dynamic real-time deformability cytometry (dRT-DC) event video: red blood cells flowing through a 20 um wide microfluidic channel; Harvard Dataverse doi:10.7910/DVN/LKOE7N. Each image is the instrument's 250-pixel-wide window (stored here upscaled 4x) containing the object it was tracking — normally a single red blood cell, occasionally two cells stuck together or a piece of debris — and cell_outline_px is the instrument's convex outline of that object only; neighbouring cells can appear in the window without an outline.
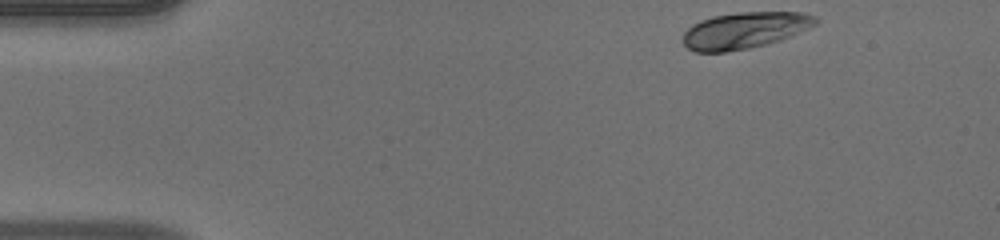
{"species": "human", "species_latin": "Homo sapiens", "temperature_condition": "warm", "stored_images_in_passage": 45, "camera_frame_rate_fps": 3000, "um_per_image_px": 0.085, "donor": {"sex": "male"}, "frame": {"image": 1, "passage_image": 1, "time_ms": 0.0, "image_size_px": [1000, 240], "cell_outline_px": [[820, 20], [816, 24], [808, 28], [780, 40], [768, 44], [748, 48], [724, 52], [696, 52], [688, 48], [684, 44], [684, 32], [692, 24], [700, 20], [712, 16], [736, 12], [804, 12], [816, 16]], "centroid_in_image_um": [63.31, 2.56], "position_along_channel_um": 21.7, "area_um2": 28.21}}
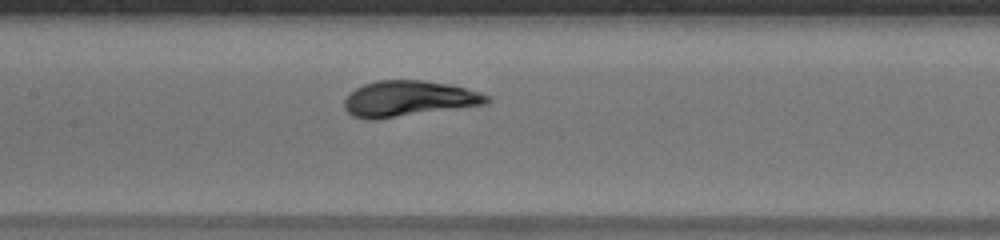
{"frame": {"image": 2, "passage_image": 19, "time_ms": 6.0, "image_size_px": [1000, 240], "cell_outline_px": [[492, 100], [488, 104], [376, 120], [368, 120], [352, 116], [344, 108], [344, 100], [356, 88], [364, 84], [376, 80], [424, 80], [448, 84], [480, 92], [488, 96]], "centroid_in_image_um": [34.74, 8.4], "position_along_channel_um": 172.7, "area_um2": 29.82}}
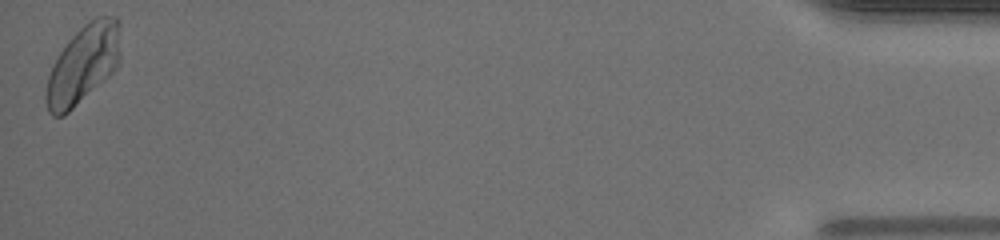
{"frame": {"image": 3, "passage_image": 45, "time_ms": 14.667, "image_size_px": [1000, 240], "cell_outline_px": [[120, 60], [116, 68], [104, 80], [64, 116], [52, 116], [48, 112], [44, 100], [44, 96], [48, 76], [60, 52], [68, 40], [88, 20], [96, 16], [116, 16], [120, 20]], "centroid_in_image_um": [7.08, 5.45], "position_along_channel_um": 428.1, "area_um2": 34.1}, "authors_computed_cell_mechanics": {"area_um2": 29.0156, "velocity_mm_per_s": 4.0252, "shape_relaxation_time_tau1_ms": 2.0653, "shape_relaxation_time_tau2_ms": null, "deformation_change_tau1": 0.1626, "deformation_change_tau2": null}}